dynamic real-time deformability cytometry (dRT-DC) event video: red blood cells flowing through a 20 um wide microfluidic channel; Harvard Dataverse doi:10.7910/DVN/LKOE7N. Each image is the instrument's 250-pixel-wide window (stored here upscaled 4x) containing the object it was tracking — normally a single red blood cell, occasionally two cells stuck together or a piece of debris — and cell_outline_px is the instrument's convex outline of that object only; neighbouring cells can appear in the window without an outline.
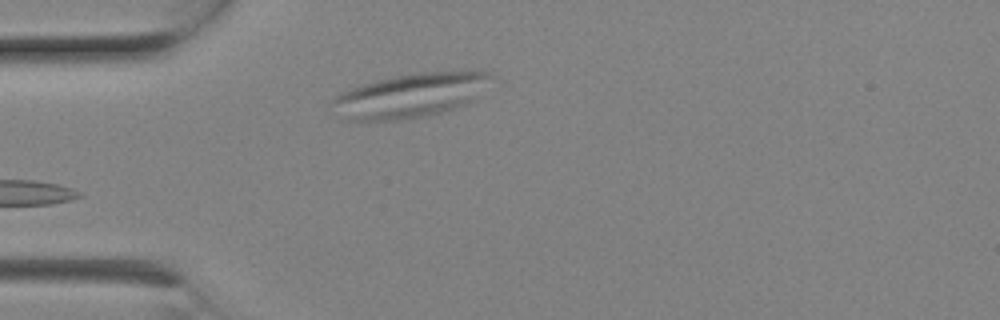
{"species": "Egyptian fruit bat (a non-hibernating species)", "species_latin": "Rousettus aegyptiacus", "temperature_condition": "room temperature", "stored_images_in_passage": 4, "camera_frame_rate_fps": 3000, "um_per_image_px": 0.085, "animal": {"sex": "female"}, "frame": {"image": 1, "passage_image": 4, "time_ms": 1.0, "image_size_px": [1000, 320], "cell_outline_px": [[500, 80], [468, 104], [440, 112], [424, 116], [400, 120], [344, 120], [328, 104], [332, 96], [340, 92], [376, 80], [396, 76], [420, 72], [464, 68], [492, 72], [500, 76]], "centroid_in_image_um": [35.07, 8.05], "position_along_channel_um": 49.9, "area_um2": 42.77}}